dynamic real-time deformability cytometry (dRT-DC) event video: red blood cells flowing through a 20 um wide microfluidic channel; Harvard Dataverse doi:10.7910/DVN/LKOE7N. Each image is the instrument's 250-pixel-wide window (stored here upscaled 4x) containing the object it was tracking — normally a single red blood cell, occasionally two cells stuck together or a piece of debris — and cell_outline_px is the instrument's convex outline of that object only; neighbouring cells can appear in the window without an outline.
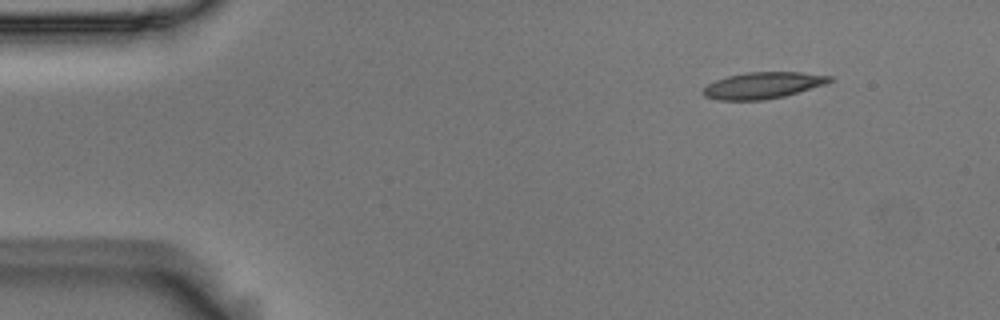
{"species": "Egyptian fruit bat (a non-hibernating species)", "species_latin": "Rousettus aegyptiacus", "temperature_condition": "room temperature", "stored_images_in_passage": 5, "camera_frame_rate_fps": 3000, "um_per_image_px": 0.085, "animal": {"sex": "male"}, "frame": {"image": 1, "passage_image": 1, "time_ms": 0.0, "image_size_px": [1000, 320], "cell_outline_px": [[836, 80], [828, 84], [784, 96], [764, 100], [716, 100], [704, 96], [704, 88], [708, 84], [716, 80], [728, 76], [748, 72], [800, 72], [832, 76]], "centroid_in_image_um": [64.91, 7.26], "position_along_channel_um": 20.1, "area_um2": 19.59}}
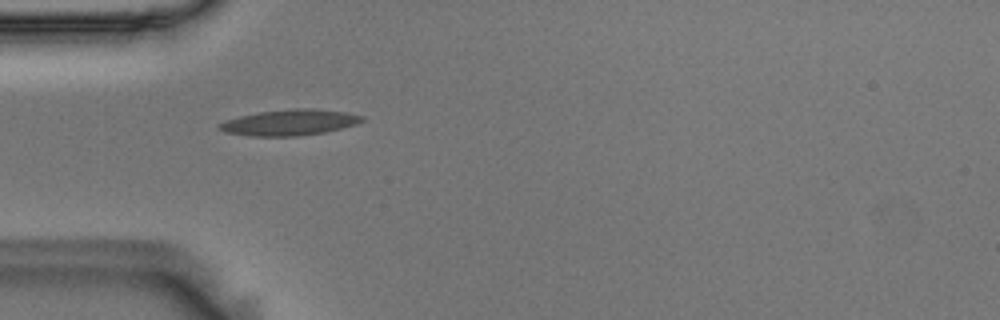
{"frame": {"image": 2, "passage_image": 4, "time_ms": 1.0, "image_size_px": [1000, 320], "cell_outline_px": [[364, 120], [356, 124], [324, 132], [296, 136], [252, 136], [224, 132], [216, 128], [216, 124], [240, 116], [260, 112], [296, 108], [312, 108], [348, 112], [364, 116]], "centroid_in_image_um": [24.61, 10.4], "position_along_channel_um": 60.4, "area_um2": 21.44}}
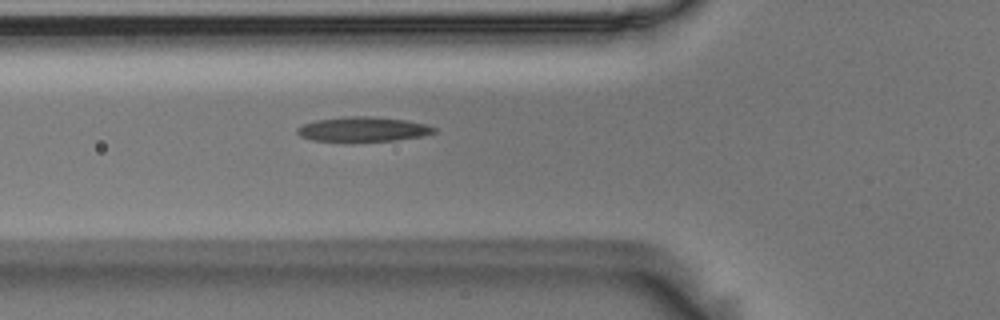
{"frame": {"image": 3, "passage_image": 5, "time_ms": 1.333, "image_size_px": [1000, 320], "cell_outline_px": [[436, 132], [420, 136], [396, 140], [348, 144], [344, 144], [312, 140], [300, 136], [296, 132], [296, 128], [304, 124], [316, 120], [348, 116], [372, 116], [404, 120], [428, 124], [436, 128]], "centroid_in_image_um": [30.8, 11.03], "position_along_channel_um": 95.0, "area_um2": 20.52}}